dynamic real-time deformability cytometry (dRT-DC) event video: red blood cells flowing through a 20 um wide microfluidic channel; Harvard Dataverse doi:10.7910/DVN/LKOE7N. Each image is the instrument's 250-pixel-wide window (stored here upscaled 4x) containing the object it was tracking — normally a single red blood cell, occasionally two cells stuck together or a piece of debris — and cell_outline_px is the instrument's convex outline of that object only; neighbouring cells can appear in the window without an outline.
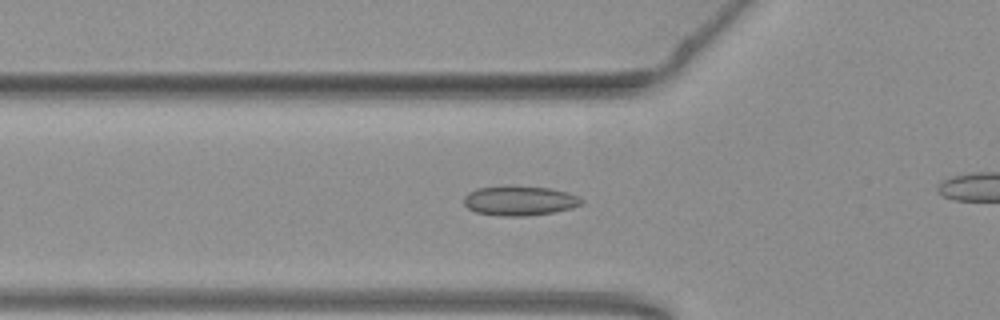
{"species": "common noctule bat (a hibernating species)", "species_latin": "Nyctalus noctula", "temperature_condition": "warm", "stored_images_in_passage": 38, "camera_frame_rate_fps": 3000, "um_per_image_px": 0.085, "animal": {"sex": "female", "body_mass_g": 19.3, "forearm_length_mm": 54.1}, "frame": {"image": 1, "passage_image": 12, "time_ms": 3.667, "image_size_px": [1000, 320], "cell_outline_px": [[584, 200], [580, 204], [572, 208], [552, 212], [528, 216], [496, 216], [476, 212], [468, 208], [464, 204], [464, 196], [468, 192], [480, 188], [512, 184], [552, 188], [568, 192], [580, 196]], "centroid_in_image_um": [44.17, 17.04], "position_along_channel_um": 81.6, "area_um2": 20.81}}
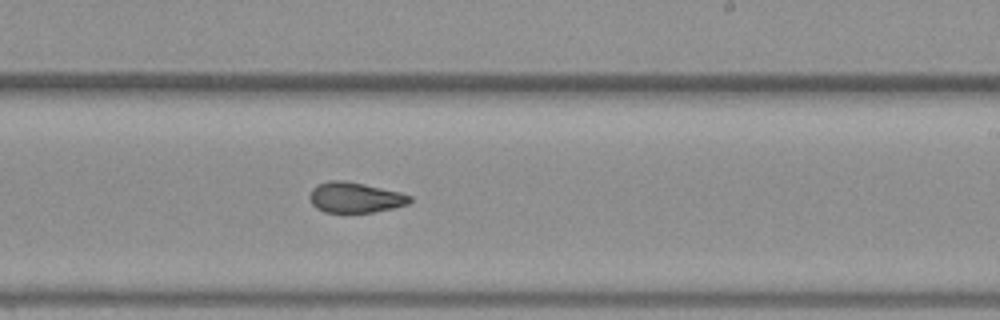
{"frame": {"image": 2, "passage_image": 26, "time_ms": 8.333, "image_size_px": [1000, 320], "cell_outline_px": [[412, 200], [408, 204], [392, 208], [372, 212], [324, 212], [316, 208], [312, 204], [308, 196], [312, 188], [316, 184], [332, 180], [344, 180], [364, 184], [400, 192], [412, 196]], "centroid_in_image_um": [30.16, 16.78], "position_along_channel_um": 258.8, "area_um2": 17.8}}
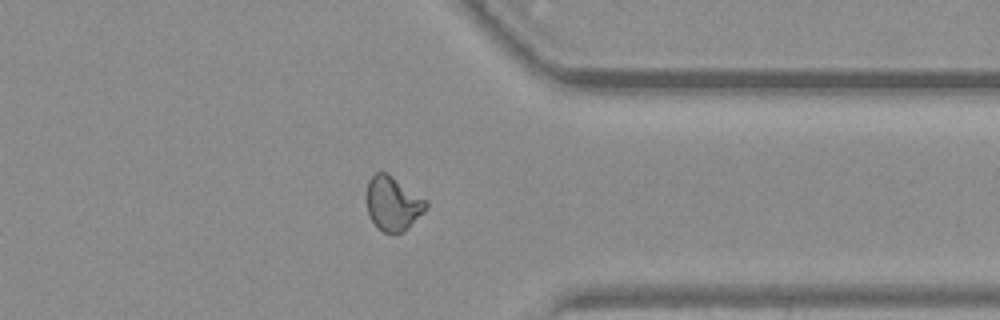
{"frame": {"image": 3, "passage_image": 36, "time_ms": 11.667, "image_size_px": [1000, 320], "cell_outline_px": [[428, 204], [424, 212], [404, 232], [384, 232], [376, 228], [368, 212], [368, 180], [376, 172], [384, 172], [392, 176], [428, 200]], "centroid_in_image_um": [33.43, 17.31], "position_along_channel_um": 378.0, "area_um2": 18.55}}